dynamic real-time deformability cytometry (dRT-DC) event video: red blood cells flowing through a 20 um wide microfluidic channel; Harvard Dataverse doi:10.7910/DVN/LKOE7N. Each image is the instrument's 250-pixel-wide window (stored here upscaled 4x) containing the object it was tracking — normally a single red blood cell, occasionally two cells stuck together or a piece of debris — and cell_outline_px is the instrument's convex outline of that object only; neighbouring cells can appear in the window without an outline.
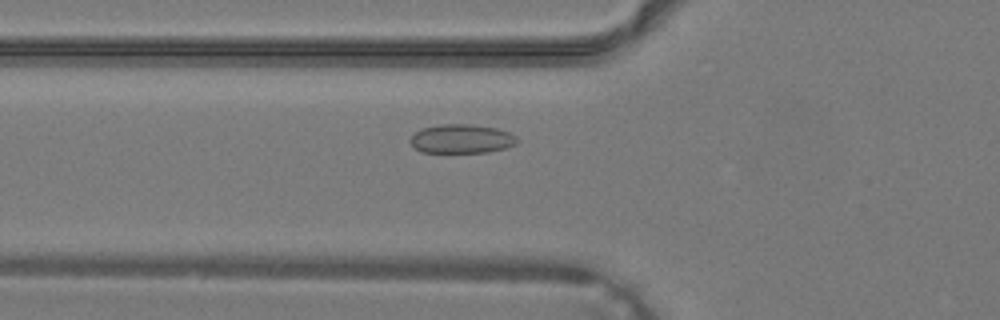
{"species": "common noctule bat (a hibernating species)", "species_latin": "Nyctalus noctula", "temperature_condition": "warm", "stored_images_in_passage": 30, "camera_frame_rate_fps": 3000, "um_per_image_px": 0.085, "animal": {"sex": "male", "body_mass_g": 19.2, "forearm_length_mm": 51.8}, "frame": {"image": 1, "passage_image": 8, "time_ms": 2.333, "image_size_px": [1000, 320], "cell_outline_px": [[516, 144], [504, 148], [488, 152], [420, 152], [408, 140], [416, 132], [424, 128], [440, 124], [468, 124], [496, 128], [508, 132], [516, 136]], "centroid_in_image_um": [39.22, 11.8], "position_along_channel_um": 86.6, "area_um2": 17.8}}
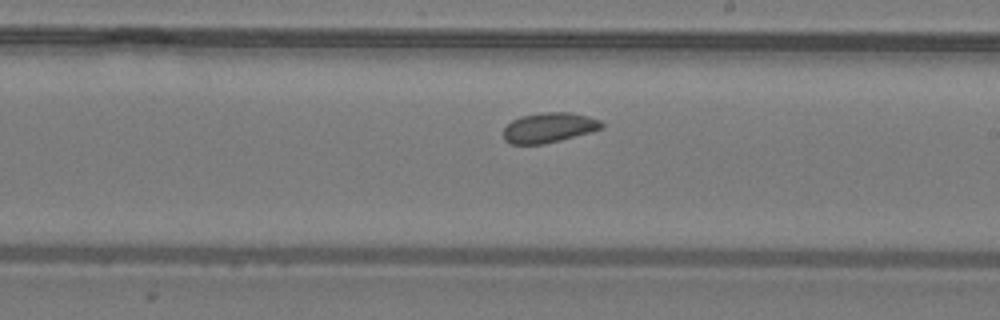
{"frame": {"image": 2, "passage_image": 17, "time_ms": 5.333, "image_size_px": [1000, 320], "cell_outline_px": [[604, 128], [560, 140], [544, 144], [512, 144], [504, 140], [504, 128], [512, 120], [520, 116], [544, 112], [568, 112], [588, 116], [600, 120], [604, 124]], "centroid_in_image_um": [46.66, 10.84], "position_along_channel_um": 242.3, "area_um2": 17.11}}
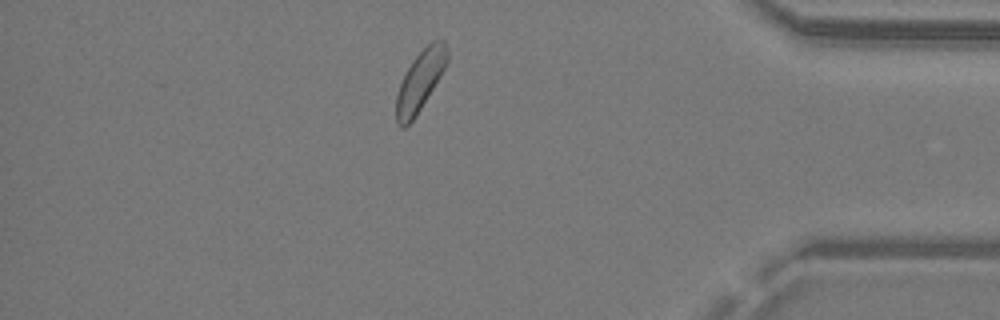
{"frame": {"image": 3, "passage_image": 28, "time_ms": 9.0, "image_size_px": [1000, 320], "cell_outline_px": [[448, 60], [440, 76], [420, 108], [412, 120], [404, 128], [400, 128], [396, 124], [396, 96], [404, 72], [412, 60], [432, 40], [444, 40], [448, 52]], "centroid_in_image_um": [35.68, 6.87], "position_along_channel_um": 399.5, "area_um2": 17.63}}